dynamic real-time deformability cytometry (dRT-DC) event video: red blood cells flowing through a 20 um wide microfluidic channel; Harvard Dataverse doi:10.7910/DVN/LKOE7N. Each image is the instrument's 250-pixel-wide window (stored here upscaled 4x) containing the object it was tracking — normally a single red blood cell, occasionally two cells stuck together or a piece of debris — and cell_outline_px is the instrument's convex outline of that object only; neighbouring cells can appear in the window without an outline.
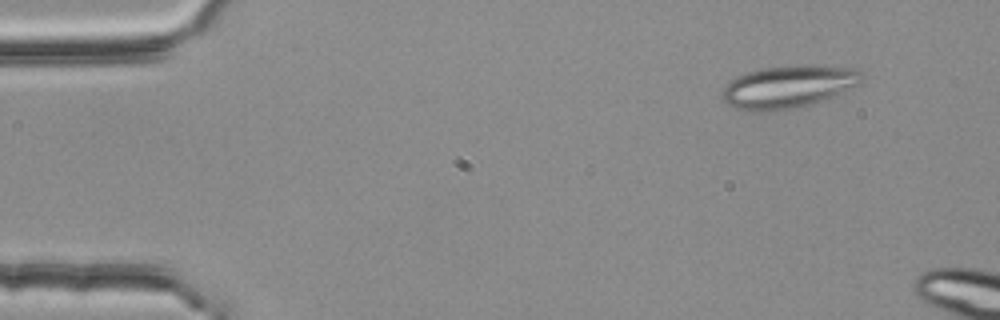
{"species": "common noctule bat (a hibernating species)", "species_latin": "Nyctalus noctula", "temperature_condition": "room temperature", "stored_images_in_passage": 3, "camera_frame_rate_fps": 3000, "um_per_image_px": 0.085, "animal": {"sex": "female", "body_mass_g": 25.1}, "frame": {"image": 1, "passage_image": 1, "time_ms": 0.0, "image_size_px": [1000, 320], "cell_outline_px": [[864, 80], [860, 84], [832, 96], [808, 104], [768, 112], [752, 112], [736, 108], [724, 104], [720, 96], [720, 92], [736, 76], [748, 72], [764, 68], [800, 64], [808, 64], [856, 68], [864, 72]], "centroid_in_image_um": [67.0, 7.35], "position_along_channel_um": 18.0, "area_um2": 34.85}}